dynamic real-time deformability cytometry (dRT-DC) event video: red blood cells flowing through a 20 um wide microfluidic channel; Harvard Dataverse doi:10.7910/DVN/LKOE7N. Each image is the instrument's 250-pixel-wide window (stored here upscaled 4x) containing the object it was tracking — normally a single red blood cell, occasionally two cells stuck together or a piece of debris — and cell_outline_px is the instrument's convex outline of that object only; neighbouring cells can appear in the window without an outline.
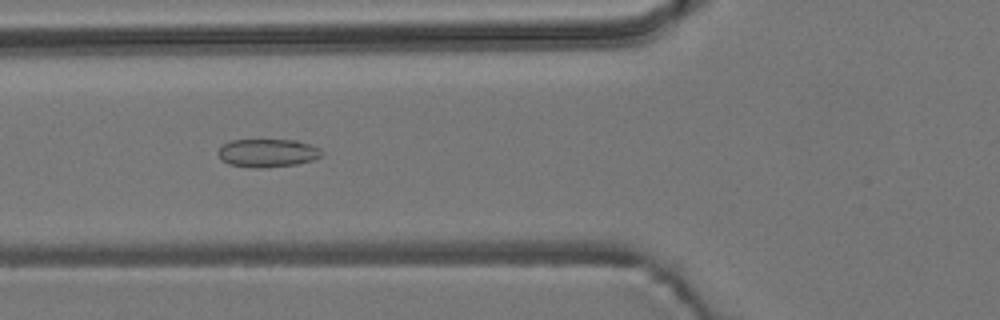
{"species": "common noctule bat (a hibernating species)", "species_latin": "Nyctalus noctula", "temperature_condition": "room temperature", "stored_images_in_passage": 55, "camera_frame_rate_fps": 3000, "um_per_image_px": 0.085, "animal": {"sex": "male", "body_mass_g": 19.2, "forearm_length_mm": 51.8}, "frame": {"image": 1, "passage_image": 20, "time_ms": 6.333, "image_size_px": [1000, 320], "cell_outline_px": [[324, 156], [312, 160], [296, 164], [264, 168], [256, 168], [228, 164], [220, 160], [216, 152], [224, 144], [232, 140], [296, 140], [320, 148], [324, 152]], "centroid_in_image_um": [22.74, 13.01], "position_along_channel_um": 103.1, "area_um2": 17.17}}
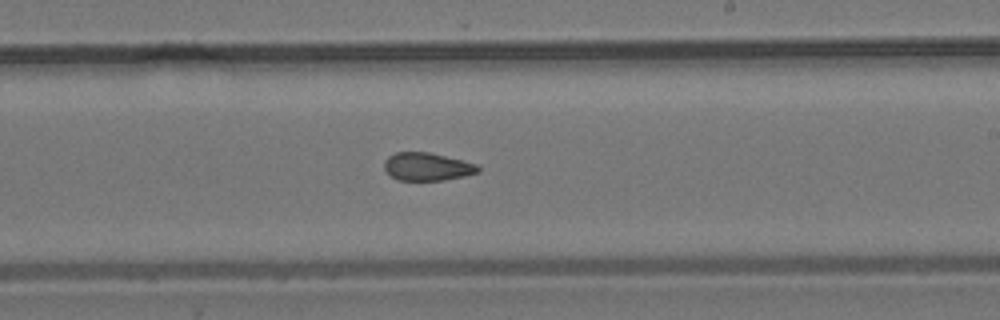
{"frame": {"image": 2, "passage_image": 32, "time_ms": 10.333, "image_size_px": [1000, 320], "cell_outline_px": [[480, 172], [464, 176], [444, 180], [396, 180], [384, 168], [384, 160], [388, 156], [396, 152], [428, 152], [476, 164], [480, 168]], "centroid_in_image_um": [36.29, 14.17], "position_along_channel_um": 252.7, "area_um2": 15.14}}
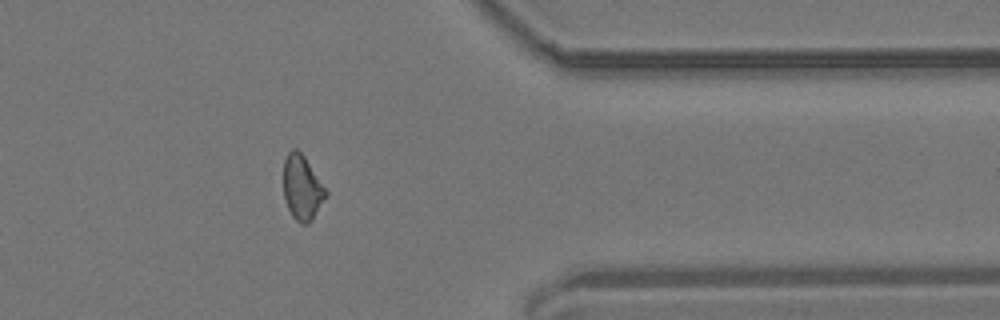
{"frame": {"image": 3, "passage_image": 44, "time_ms": 14.333, "image_size_px": [1000, 320], "cell_outline_px": [[328, 196], [312, 220], [308, 224], [300, 224], [292, 216], [288, 208], [284, 196], [284, 160], [288, 152], [292, 148], [296, 148], [304, 156], [328, 192]], "centroid_in_image_um": [25.69, 15.97], "position_along_channel_um": 385.7, "area_um2": 16.01}, "authors_computed_cell_mechanics": {"area_um2": 16.4152, "velocity_mm_per_s": 3.7372, "shape_relaxation_time_tau1_ms": null, "shape_relaxation_time_tau2_ms": 1.9946, "deformation_change_tau1": null, "deformation_change_tau2": 0.0836}}